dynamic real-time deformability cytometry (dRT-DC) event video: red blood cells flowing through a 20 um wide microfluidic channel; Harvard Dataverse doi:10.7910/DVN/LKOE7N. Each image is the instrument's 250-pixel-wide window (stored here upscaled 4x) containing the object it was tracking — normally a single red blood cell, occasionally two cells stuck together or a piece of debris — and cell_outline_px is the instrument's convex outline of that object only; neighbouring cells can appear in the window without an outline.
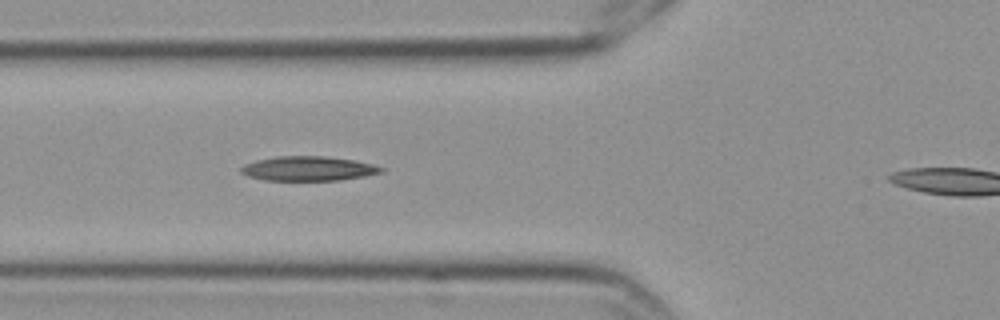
{"species": "Egyptian fruit bat (a non-hibernating species)", "species_latin": "Rousettus aegyptiacus", "temperature_condition": "cold", "stored_images_in_passage": 4, "segment_of_instrument_passage": [1, 2], "camera_frame_rate_fps": 3000, "um_per_image_px": 0.085, "frame": {"image": 1, "passage_image": 3, "time_ms": 0.667, "image_size_px": [1000, 320], "cell_outline_px": [[384, 172], [364, 176], [340, 180], [264, 180], [248, 176], [240, 172], [240, 168], [244, 164], [256, 160], [276, 156], [324, 156], [352, 160], [372, 164], [384, 168]], "centroid_in_image_um": [26.18, 14.33], "position_along_channel_um": 99.6, "area_um2": 19.94}}